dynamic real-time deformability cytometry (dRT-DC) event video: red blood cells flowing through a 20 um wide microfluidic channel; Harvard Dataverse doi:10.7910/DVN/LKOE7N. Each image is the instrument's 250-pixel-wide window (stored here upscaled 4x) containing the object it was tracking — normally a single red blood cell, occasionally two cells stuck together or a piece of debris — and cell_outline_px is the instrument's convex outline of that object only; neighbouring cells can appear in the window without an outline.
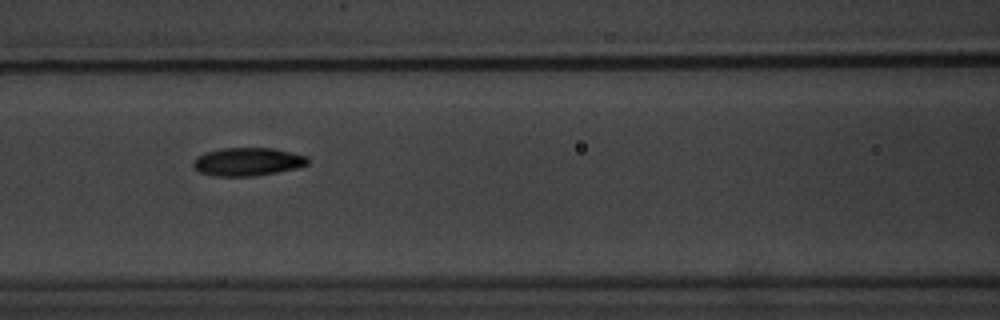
{"species": "common noctule bat (a hibernating species)", "species_latin": "Nyctalus noctula", "temperature_condition": "warm", "stored_images_in_passage": 4, "camera_frame_rate_fps": 3000, "um_per_image_px": 0.085, "animal": {"sex": "male", "body_mass_g": 20.1, "forearm_length_mm": 53.5}, "frame": {"image": 1, "passage_image": 4, "time_ms": 3.333, "image_size_px": [1000, 320], "cell_outline_px": [[308, 164], [300, 168], [252, 176], [212, 176], [200, 172], [192, 164], [192, 160], [196, 156], [204, 152], [220, 148], [276, 148], [308, 156]], "centroid_in_image_um": [21.05, 13.74], "position_along_channel_um": 145.6, "area_um2": 19.07}}